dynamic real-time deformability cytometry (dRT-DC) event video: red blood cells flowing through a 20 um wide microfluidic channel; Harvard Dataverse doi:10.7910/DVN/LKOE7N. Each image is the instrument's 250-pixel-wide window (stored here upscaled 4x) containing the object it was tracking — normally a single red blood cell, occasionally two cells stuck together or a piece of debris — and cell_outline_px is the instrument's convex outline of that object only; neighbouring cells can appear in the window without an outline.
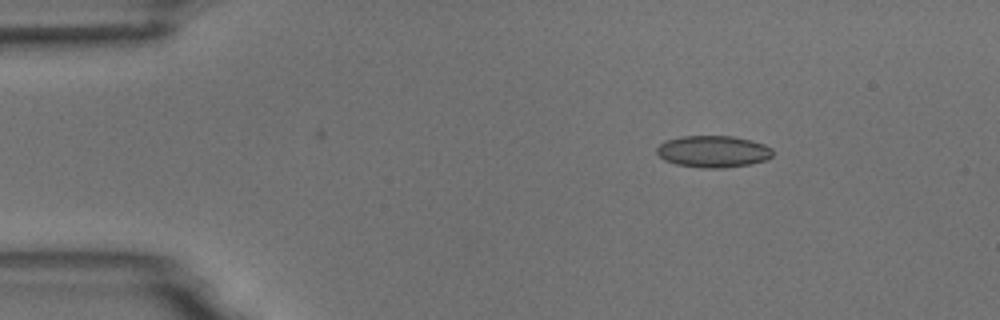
{"species": "common noctule bat (a hibernating species)", "species_latin": "Nyctalus noctula", "temperature_condition": "room temperature", "stored_images_in_passage": 4, "camera_frame_rate_fps": 3000, "um_per_image_px": 0.085, "animal": {"sex": "male", "body_mass_g": 18.8}, "frame": {"image": 1, "passage_image": 2, "time_ms": 1.0, "image_size_px": [1000, 320], "cell_outline_px": [[772, 156], [764, 160], [748, 164], [724, 168], [700, 168], [676, 164], [664, 160], [656, 152], [656, 148], [664, 140], [680, 136], [732, 136], [752, 140], [764, 144], [772, 148]], "centroid_in_image_um": [60.58, 12.87], "position_along_channel_um": 24.4, "area_um2": 21.56}}